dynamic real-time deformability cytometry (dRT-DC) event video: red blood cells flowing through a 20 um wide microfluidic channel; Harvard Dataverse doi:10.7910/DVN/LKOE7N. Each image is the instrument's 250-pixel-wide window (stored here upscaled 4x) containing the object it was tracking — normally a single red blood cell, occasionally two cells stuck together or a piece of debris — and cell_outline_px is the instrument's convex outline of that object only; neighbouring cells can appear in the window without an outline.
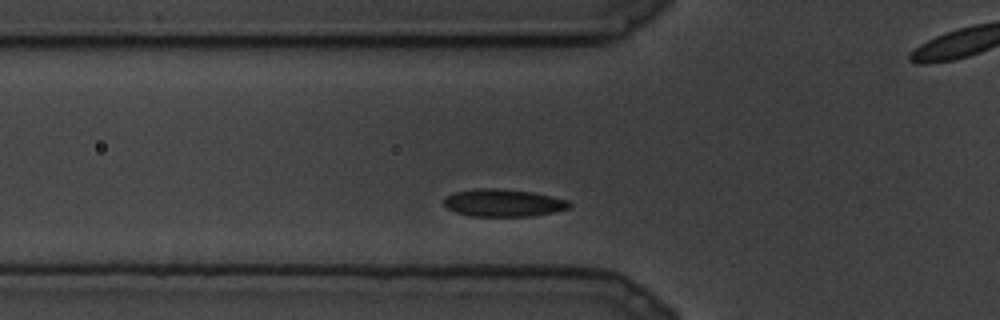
{"species": "common noctule bat (a hibernating species)", "species_latin": "Nyctalus noctula", "temperature_condition": "cold", "stored_images_in_passage": 5, "segment_of_instrument_passage": [1, 2], "camera_frame_rate_fps": 3000, "um_per_image_px": 0.085, "animal": {"sex": "male", "body_mass_g": 19.5, "forearm_length_mm": 54.6}, "frame": {"image": 1, "passage_image": 2, "time_ms": 0.333, "image_size_px": [1000, 320], "cell_outline_px": [[572, 204], [568, 208], [556, 212], [532, 216], [468, 216], [456, 212], [448, 208], [444, 204], [444, 200], [448, 196], [456, 192], [480, 188], [496, 188], [532, 192], [552, 196], [568, 200]], "centroid_in_image_um": [42.82, 17.25], "position_along_channel_um": 83.0, "area_um2": 20.0}}
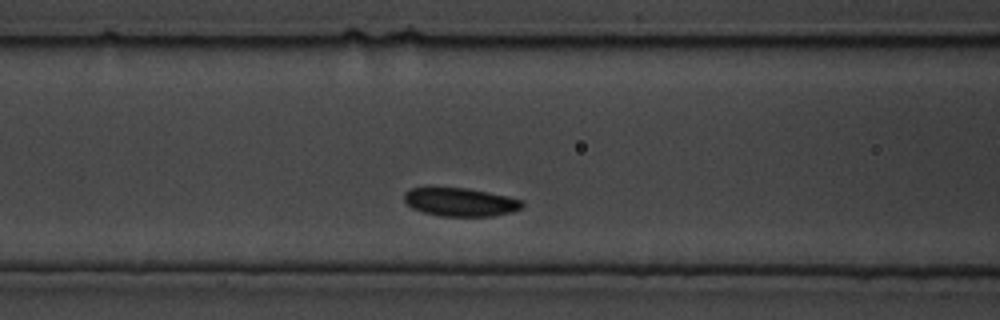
{"frame": {"image": 2, "passage_image": 4, "time_ms": 1.0, "image_size_px": [1000, 320], "cell_outline_px": [[524, 204], [520, 208], [512, 212], [492, 216], [440, 216], [424, 212], [412, 208], [404, 200], [404, 192], [408, 188], [468, 188], [508, 196], [524, 200]], "centroid_in_image_um": [39.14, 17.17], "position_along_channel_um": 127.5, "area_um2": 19.54}}